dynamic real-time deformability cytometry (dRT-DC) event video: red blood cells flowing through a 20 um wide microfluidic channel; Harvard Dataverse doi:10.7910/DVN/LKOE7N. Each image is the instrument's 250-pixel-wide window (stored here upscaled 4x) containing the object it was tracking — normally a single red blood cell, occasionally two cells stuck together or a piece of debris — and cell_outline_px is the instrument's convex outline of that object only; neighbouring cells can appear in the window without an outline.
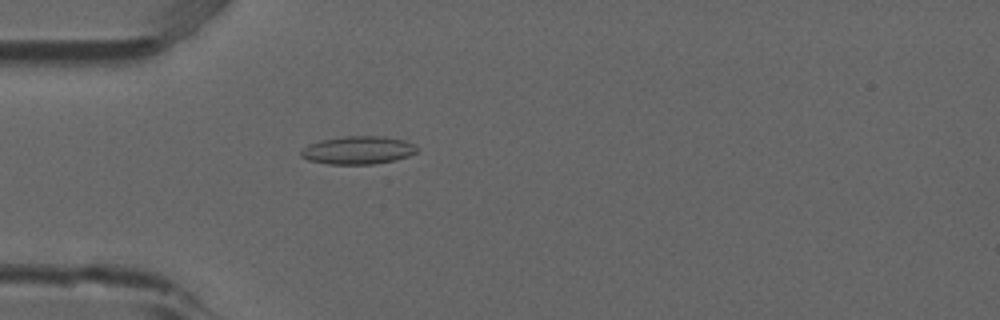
{"species": "common noctule bat (a hibernating species)", "species_latin": "Nyctalus noctula", "temperature_condition": "room temperature", "stored_images_in_passage": 43, "camera_frame_rate_fps": 3000, "um_per_image_px": 0.085, "animal": {"sex": "male", "forearm_length_mm": 52.5}, "frame": {"image": 1, "passage_image": 6, "time_ms": 1.667, "image_size_px": [1000, 320], "cell_outline_px": [[420, 148], [416, 152], [408, 156], [396, 160], [372, 164], [328, 164], [308, 160], [300, 156], [300, 152], [308, 144], [320, 140], [344, 136], [384, 136], [404, 140], [416, 144]], "centroid_in_image_um": [30.46, 12.76], "position_along_channel_um": 54.5, "area_um2": 19.13}}
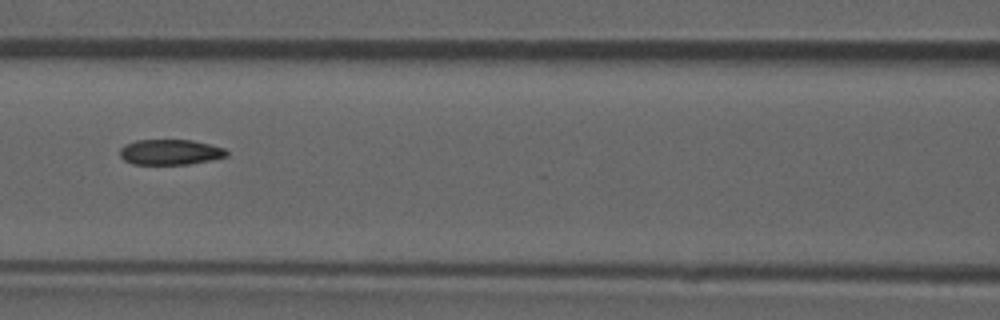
{"frame": {"image": 2, "passage_image": 14, "time_ms": 4.333, "image_size_px": [1000, 320], "cell_outline_px": [[228, 156], [212, 160], [188, 164], [132, 164], [124, 160], [120, 156], [120, 148], [124, 144], [136, 140], [192, 140], [224, 148], [228, 152]], "centroid_in_image_um": [14.45, 12.93], "position_along_channel_um": 152.1, "area_um2": 15.84}}
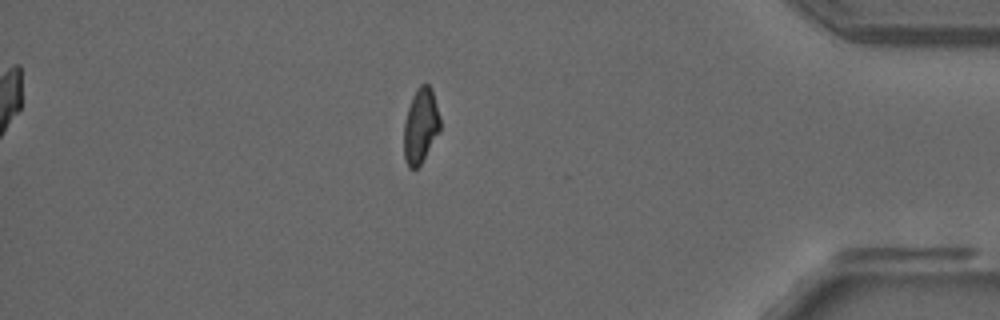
{"frame": {"image": 3, "passage_image": 36, "time_ms": 11.667, "image_size_px": [1000, 320], "cell_outline_px": [[440, 132], [420, 164], [416, 168], [408, 168], [404, 160], [404, 120], [412, 96], [416, 88], [420, 84], [428, 84], [432, 88], [440, 116]], "centroid_in_image_um": [35.75, 10.67], "position_along_channel_um": 399.4, "area_um2": 16.01}}